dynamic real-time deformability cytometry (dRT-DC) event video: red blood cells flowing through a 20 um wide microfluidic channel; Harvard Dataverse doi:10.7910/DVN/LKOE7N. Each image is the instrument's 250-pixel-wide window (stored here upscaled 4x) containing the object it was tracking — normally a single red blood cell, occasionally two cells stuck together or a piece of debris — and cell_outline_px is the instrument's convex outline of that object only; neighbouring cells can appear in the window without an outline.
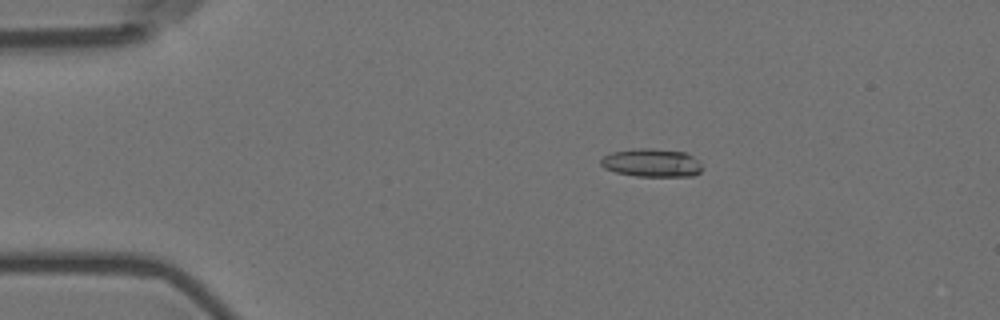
{"species": "Egyptian fruit bat (a non-hibernating species)", "species_latin": "Rousettus aegyptiacus", "temperature_condition": "room temperature", "stored_images_in_passage": 6, "camera_frame_rate_fps": 3000, "um_per_image_px": 0.085, "animal": {"sex": "female"}, "frame": {"image": 1, "passage_image": 3, "time_ms": 0.667, "image_size_px": [1000, 320], "cell_outline_px": [[700, 172], [692, 176], [636, 176], [616, 172], [604, 168], [600, 164], [600, 160], [604, 156], [612, 152], [632, 148], [652, 148], [684, 152], [692, 156], [700, 164]], "centroid_in_image_um": [55.35, 13.83], "position_along_channel_um": 29.7, "area_um2": 16.59}}
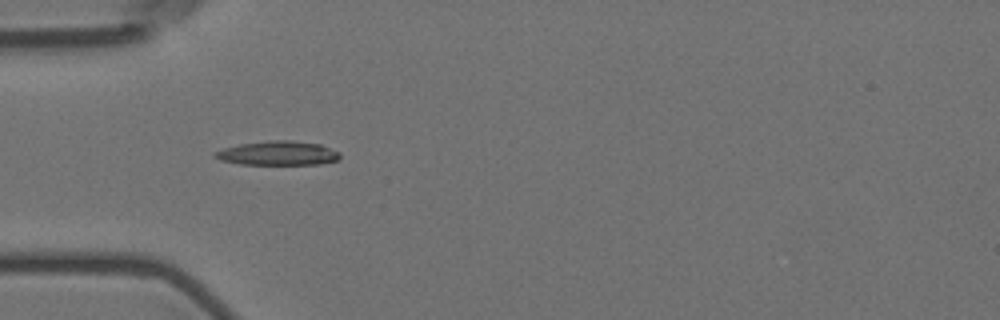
{"frame": {"image": 2, "passage_image": 5, "time_ms": 1.333, "image_size_px": [1000, 320], "cell_outline_px": [[340, 156], [336, 160], [320, 164], [240, 164], [220, 160], [212, 156], [212, 152], [224, 148], [240, 144], [272, 140], [292, 140], [320, 144], [340, 152]], "centroid_in_image_um": [23.59, 13.02], "position_along_channel_um": 61.4, "area_um2": 17.57}}
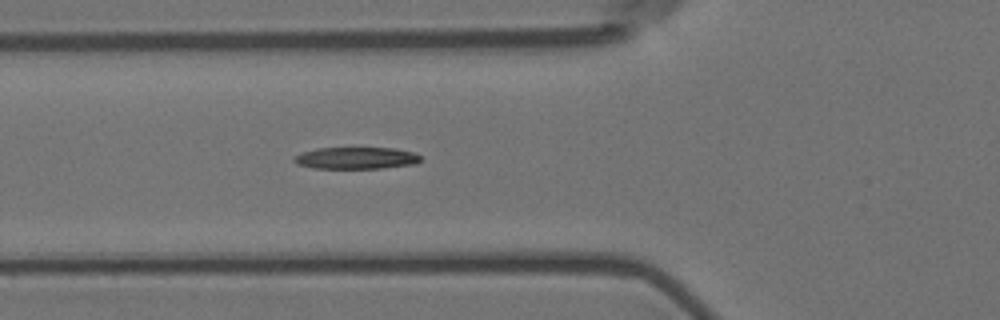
{"frame": {"image": 3, "passage_image": 6, "time_ms": 1.667, "image_size_px": [1000, 320], "cell_outline_px": [[420, 160], [416, 164], [380, 168], [312, 168], [296, 164], [292, 160], [296, 156], [304, 152], [316, 148], [392, 148], [412, 152], [420, 156]], "centroid_in_image_um": [30.25, 13.44], "position_along_channel_um": 95.5, "area_um2": 15.95}}